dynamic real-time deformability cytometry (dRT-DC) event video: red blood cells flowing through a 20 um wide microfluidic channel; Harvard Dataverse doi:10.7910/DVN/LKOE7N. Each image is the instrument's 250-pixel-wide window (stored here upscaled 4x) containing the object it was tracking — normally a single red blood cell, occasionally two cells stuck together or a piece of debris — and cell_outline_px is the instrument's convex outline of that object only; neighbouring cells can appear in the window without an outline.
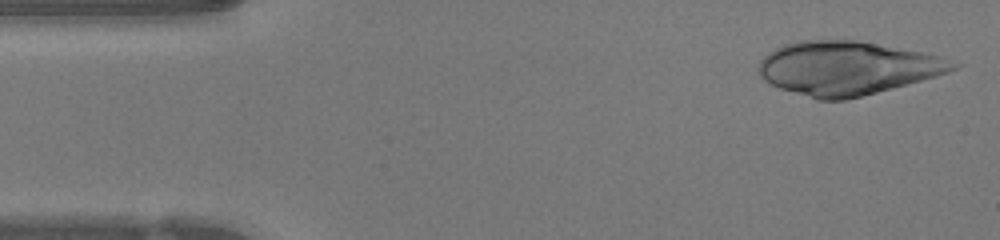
{"species": "human", "species_latin": "Homo sapiens", "temperature_condition": "warm", "stored_images_in_passage": 44, "camera_frame_rate_fps": 3000, "um_per_image_px": 0.085, "donor": {"sex": "female"}, "frame": {"image": 1, "passage_image": 1, "time_ms": 0.0, "image_size_px": [1000, 240], "cell_outline_px": [[964, 64], [948, 72], [936, 76], [892, 88], [844, 100], [816, 100], [780, 88], [764, 80], [760, 76], [760, 60], [768, 52], [784, 44], [796, 40], [856, 40], [920, 52], [940, 56]], "centroid_in_image_um": [72.0, 5.78], "position_along_channel_um": 13.0, "area_um2": 60.34}}